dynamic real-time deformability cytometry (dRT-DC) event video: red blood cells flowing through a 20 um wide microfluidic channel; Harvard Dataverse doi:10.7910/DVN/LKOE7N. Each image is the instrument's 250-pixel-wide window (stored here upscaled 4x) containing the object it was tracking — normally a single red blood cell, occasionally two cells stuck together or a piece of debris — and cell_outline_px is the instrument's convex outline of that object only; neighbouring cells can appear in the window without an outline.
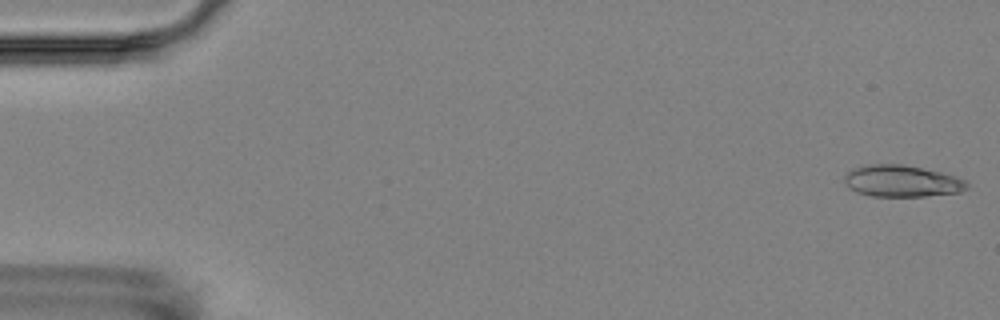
{"species": "Egyptian fruit bat (a non-hibernating species)", "species_latin": "Rousettus aegyptiacus", "temperature_condition": "room temperature", "stored_images_in_passage": 9, "camera_frame_rate_fps": 3000, "um_per_image_px": 0.085, "animal": {"sex": "female"}, "frame": {"image": 1, "passage_image": 1, "time_ms": 0.0, "image_size_px": [1000, 320], "cell_outline_px": [[968, 188], [960, 192], [924, 196], [872, 196], [856, 192], [848, 188], [844, 180], [844, 176], [852, 168], [868, 164], [900, 164], [940, 172], [956, 176], [964, 180], [968, 184]], "centroid_in_image_um": [76.63, 15.39], "position_along_channel_um": 8.4, "area_um2": 22.54}}
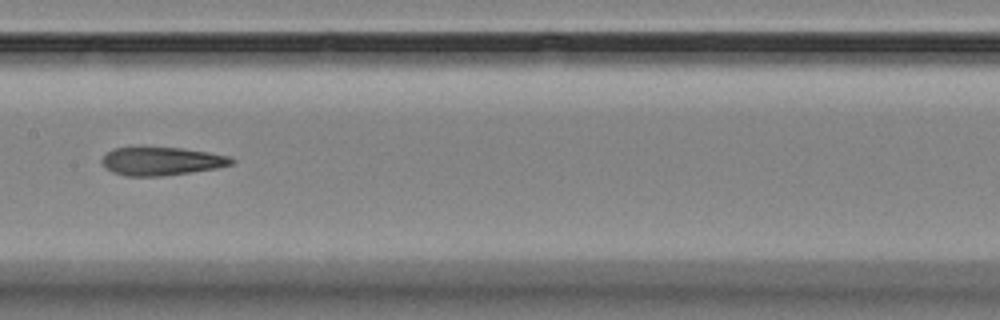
{"frame": {"image": 2, "passage_image": 8, "time_ms": 9.0, "image_size_px": [1000, 320], "cell_outline_px": [[236, 160], [232, 164], [216, 168], [164, 176], [124, 176], [112, 172], [100, 160], [108, 152], [116, 148], [180, 148], [208, 152], [228, 156]], "centroid_in_image_um": [13.75, 13.71], "position_along_channel_um": 193.7, "area_um2": 20.98}}
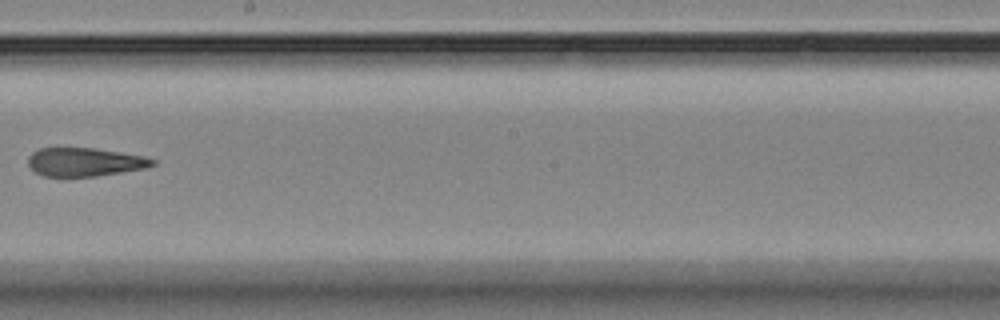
{"frame": {"image": 3, "passage_image": 9, "time_ms": 10.333, "image_size_px": [1000, 320], "cell_outline_px": [[156, 164], [148, 168], [96, 176], [44, 176], [36, 172], [28, 164], [28, 156], [32, 152], [40, 148], [92, 148], [120, 152], [144, 156], [156, 160]], "centroid_in_image_um": [7.23, 13.77], "position_along_channel_um": 241.0, "area_um2": 20.63}}